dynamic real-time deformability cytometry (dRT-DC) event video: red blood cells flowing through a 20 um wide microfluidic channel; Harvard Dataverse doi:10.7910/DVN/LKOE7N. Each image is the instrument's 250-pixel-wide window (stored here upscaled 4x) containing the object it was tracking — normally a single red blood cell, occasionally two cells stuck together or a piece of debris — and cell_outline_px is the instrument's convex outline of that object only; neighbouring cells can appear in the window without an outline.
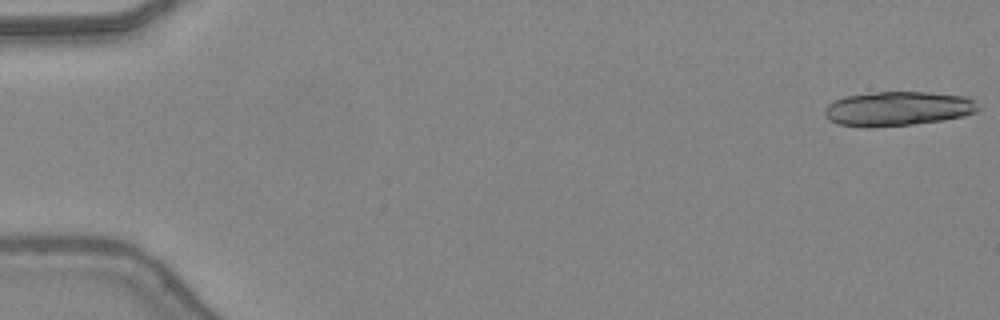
{"species": "common noctule bat (a hibernating species)", "species_latin": "Nyctalus noctula", "temperature_condition": "warm", "stored_images_in_passage": 16, "camera_frame_rate_fps": 3000, "um_per_image_px": 0.085, "animal": {"sex": "female", "body_mass_g": 24.6, "forearm_length_mm": 56.2}, "frame": {"image": 1, "passage_image": 1, "time_ms": 0.0, "image_size_px": [1000, 320], "cell_outline_px": [[980, 108], [976, 112], [964, 116], [944, 120], [912, 124], [876, 128], [864, 128], [836, 124], [828, 120], [824, 112], [824, 108], [828, 104], [844, 96], [876, 92], [928, 92], [968, 96], [976, 100]], "centroid_in_image_um": [76.32, 9.25], "position_along_channel_um": 8.7, "area_um2": 31.33}}